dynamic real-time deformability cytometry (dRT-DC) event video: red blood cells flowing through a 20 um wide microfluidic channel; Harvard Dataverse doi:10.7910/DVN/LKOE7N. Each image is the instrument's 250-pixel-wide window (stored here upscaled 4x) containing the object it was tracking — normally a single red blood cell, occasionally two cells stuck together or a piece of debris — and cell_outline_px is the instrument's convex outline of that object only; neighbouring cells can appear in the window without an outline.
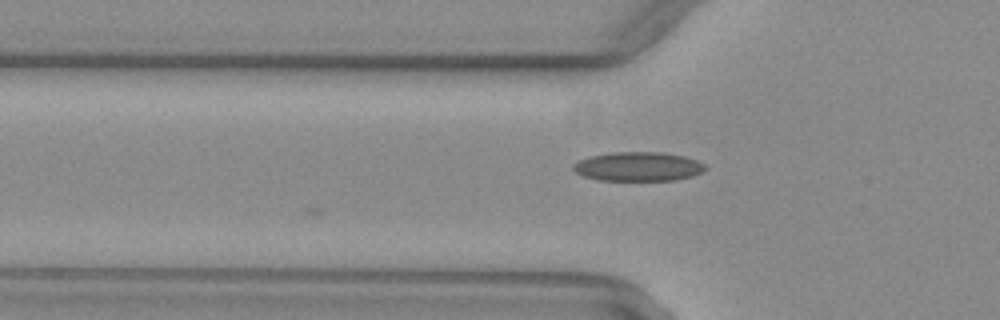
{"species": "common noctule bat (a hibernating species)", "species_latin": "Nyctalus noctula", "temperature_condition": "warm", "stored_images_in_passage": 13, "camera_frame_rate_fps": 3000, "um_per_image_px": 0.085, "animal": {"sex": "female", "body_mass_g": 29.2, "forearm_length_mm": 56.3}, "frame": {"image": 1, "passage_image": 13, "time_ms": 4.0, "image_size_px": [1000, 320], "cell_outline_px": [[708, 168], [692, 176], [676, 180], [600, 180], [584, 176], [576, 172], [572, 168], [572, 164], [588, 156], [612, 152], [660, 152], [684, 156], [696, 160], [704, 164]], "centroid_in_image_um": [54.23, 14.15], "position_along_channel_um": 71.6, "area_um2": 22.37}}